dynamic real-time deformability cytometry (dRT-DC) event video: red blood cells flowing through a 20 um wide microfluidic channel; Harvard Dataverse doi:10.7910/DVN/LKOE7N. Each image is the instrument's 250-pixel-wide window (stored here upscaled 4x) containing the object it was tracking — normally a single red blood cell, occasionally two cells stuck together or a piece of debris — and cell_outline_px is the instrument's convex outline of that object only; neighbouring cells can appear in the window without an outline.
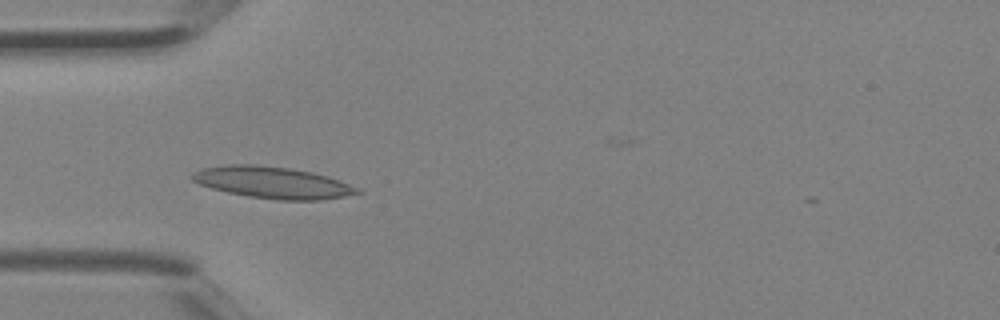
{"species": "Egyptian fruit bat (a non-hibernating species)", "species_latin": "Rousettus aegyptiacus", "temperature_condition": "room temperature", "stored_images_in_passage": 4, "camera_frame_rate_fps": 3000, "um_per_image_px": 0.085, "animal": {"sex": "female"}, "frame": {"image": 1, "passage_image": 4, "time_ms": 1.0, "image_size_px": [1000, 320], "cell_outline_px": [[364, 192], [344, 196], [320, 200], [276, 200], [248, 196], [228, 192], [212, 188], [200, 184], [192, 180], [188, 176], [192, 172], [204, 168], [228, 164], [252, 164], [288, 168], [312, 172], [328, 176], [360, 188]], "centroid_in_image_um": [23.17, 15.51], "position_along_channel_um": 61.8, "area_um2": 30.46}}